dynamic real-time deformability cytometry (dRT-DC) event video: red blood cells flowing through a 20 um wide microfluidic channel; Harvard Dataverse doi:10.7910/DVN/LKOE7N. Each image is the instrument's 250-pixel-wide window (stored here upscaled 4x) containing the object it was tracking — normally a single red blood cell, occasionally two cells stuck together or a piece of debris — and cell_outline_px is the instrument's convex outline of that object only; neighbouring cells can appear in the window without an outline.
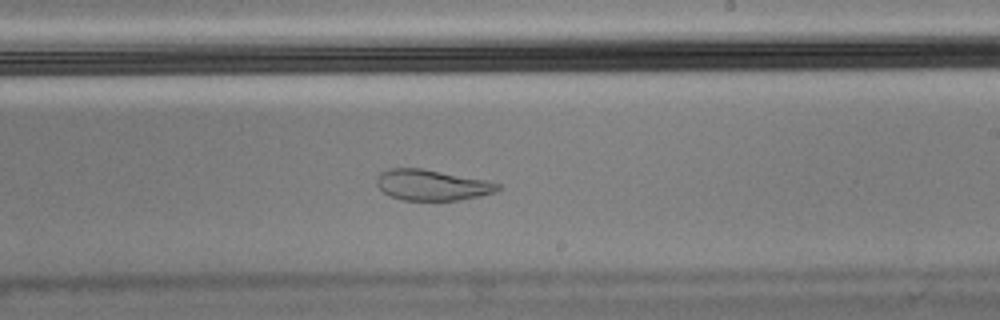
{"species": "Egyptian fruit bat (a non-hibernating species)", "species_latin": "Rousettus aegyptiacus", "temperature_condition": "cold", "stored_images_in_passage": 41, "camera_frame_rate_fps": 3000, "um_per_image_px": 0.085, "animal": {"sex": "male"}, "frame": {"image": 1, "passage_image": 24, "time_ms": 7.667, "image_size_px": [1000, 320], "cell_outline_px": [[500, 188], [496, 192], [480, 196], [460, 200], [404, 200], [388, 196], [376, 184], [376, 176], [380, 172], [392, 168], [420, 168], [484, 180], [500, 184]], "centroid_in_image_um": [36.68, 15.73], "position_along_channel_um": 252.3, "area_um2": 21.56}, "authors_computed_cell_mechanics": {"area_um2": 23.2934, "velocity_mm_per_s": 3.46, "shape_relaxation_time_tau1_ms": null, "shape_relaxation_time_tau2_ms": 1.2378, "deformation_change_tau1": null, "deformation_change_tau2": 0.0641}}